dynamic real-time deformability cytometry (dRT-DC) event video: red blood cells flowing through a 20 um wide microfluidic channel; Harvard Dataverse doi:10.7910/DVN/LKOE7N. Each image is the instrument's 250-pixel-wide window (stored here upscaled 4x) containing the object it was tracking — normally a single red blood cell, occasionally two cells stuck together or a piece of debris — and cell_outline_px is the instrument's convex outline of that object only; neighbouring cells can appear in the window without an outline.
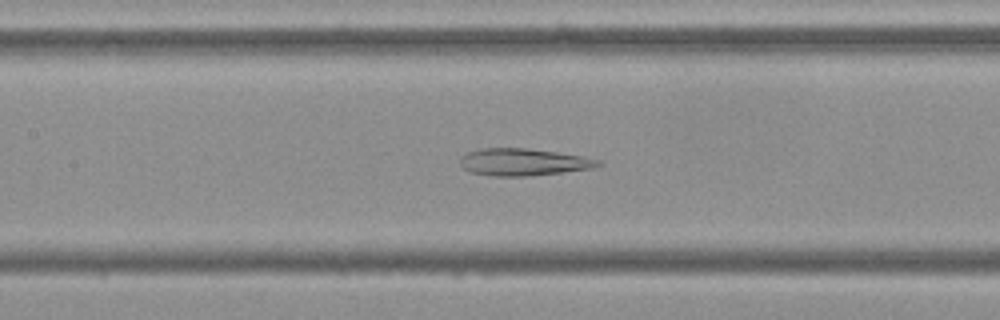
{"species": "Egyptian fruit bat (a non-hibernating species)", "species_latin": "Rousettus aegyptiacus", "temperature_condition": "cold", "stored_images_in_passage": 55, "camera_frame_rate_fps": 3000, "um_per_image_px": 0.085, "frame": {"image": 1, "passage_image": 25, "time_ms": 8.0, "image_size_px": [1000, 320], "cell_outline_px": [[604, 164], [596, 168], [564, 172], [528, 176], [492, 176], [472, 172], [464, 168], [460, 164], [460, 156], [468, 152], [480, 148], [528, 148], [556, 152], [580, 156], [600, 160]], "centroid_in_image_um": [44.5, 13.77], "position_along_channel_um": 162.9, "area_um2": 21.91}}
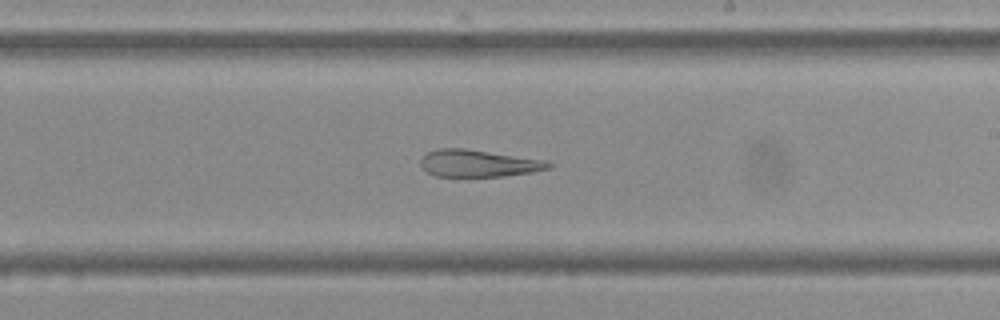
{"frame": {"image": 2, "passage_image": 32, "time_ms": 10.333, "image_size_px": [1000, 320], "cell_outline_px": [[552, 168], [532, 172], [504, 176], [436, 176], [428, 172], [420, 164], [420, 160], [428, 152], [440, 148], [464, 148], [548, 160], [552, 164]], "centroid_in_image_um": [40.72, 13.88], "position_along_channel_um": 248.3, "area_um2": 20.17}}
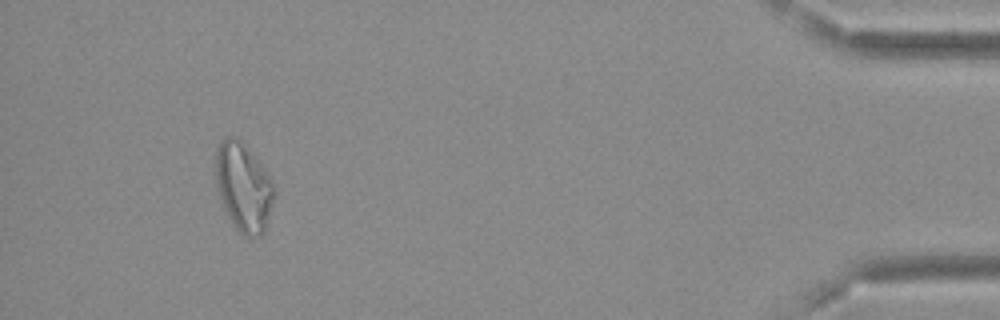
{"frame": {"image": 3, "passage_image": 51, "time_ms": 16.667, "image_size_px": [1000, 320], "cell_outline_px": [[272, 204], [264, 232], [260, 236], [244, 236], [236, 228], [224, 208], [220, 196], [216, 180], [216, 152], [220, 140], [228, 136], [232, 136], [240, 140], [256, 156], [272, 180]], "centroid_in_image_um": [20.68, 15.87], "position_along_channel_um": 414.5, "area_um2": 29.59}, "authors_computed_cell_mechanics": {"area_um2": 26.7614, "velocity_mm_per_s": 3.6759, "shape_relaxation_time_tau1_ms": null, "shape_relaxation_time_tau2_ms": 5.8058, "deformation_change_tau1": null, "deformation_change_tau2": 0.1651}}